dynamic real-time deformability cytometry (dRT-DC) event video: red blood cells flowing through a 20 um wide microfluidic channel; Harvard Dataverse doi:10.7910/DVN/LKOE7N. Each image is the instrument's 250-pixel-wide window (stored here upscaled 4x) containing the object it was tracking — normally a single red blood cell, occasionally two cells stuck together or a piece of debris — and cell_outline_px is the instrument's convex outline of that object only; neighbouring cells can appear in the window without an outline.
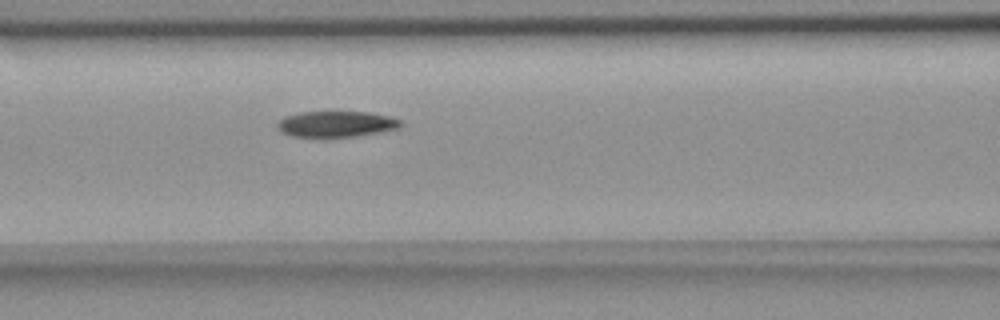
{"species": "common noctule bat (a hibernating species)", "species_latin": "Nyctalus noctula", "temperature_condition": "room temperature", "stored_images_in_passage": 7, "camera_frame_rate_fps": 3000, "um_per_image_px": 0.085, "animal": {"sex": "female", "body_mass_g": 18.4}, "frame": {"image": 1, "passage_image": 7, "time_ms": 2.0, "image_size_px": [1000, 320], "cell_outline_px": [[404, 124], [400, 128], [380, 132], [356, 136], [292, 136], [284, 132], [276, 124], [284, 116], [300, 112], [368, 112], [392, 116], [400, 120]], "centroid_in_image_um": [28.66, 10.52], "position_along_channel_um": 137.9, "area_um2": 18.44}}